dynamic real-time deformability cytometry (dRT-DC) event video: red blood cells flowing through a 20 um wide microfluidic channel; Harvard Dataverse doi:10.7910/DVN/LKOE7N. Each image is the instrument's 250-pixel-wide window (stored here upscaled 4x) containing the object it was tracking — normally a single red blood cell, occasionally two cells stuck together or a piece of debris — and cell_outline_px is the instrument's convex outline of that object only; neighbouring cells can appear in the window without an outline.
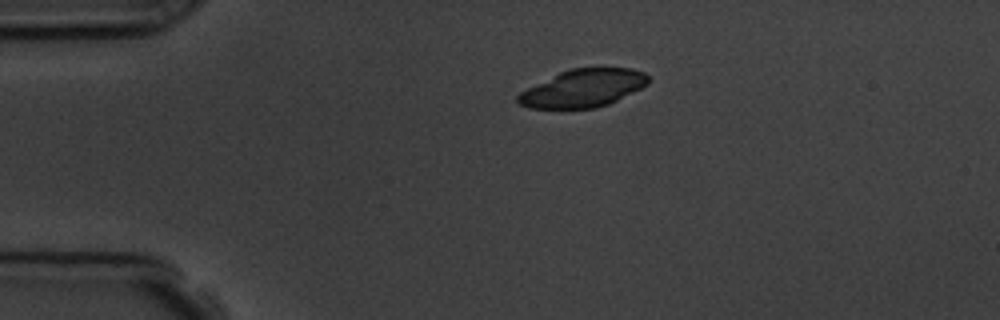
{"species": "common noctule bat (a hibernating species)", "species_latin": "Nyctalus noctula", "temperature_condition": "room temperature", "stored_images_in_passage": 2, "camera_frame_rate_fps": 3000, "um_per_image_px": 0.085, "animal": {"sex": "male", "body_mass_g": 19.5, "forearm_length_mm": 54.6}, "frame": {"image": 1, "passage_image": 1, "time_ms": 0.0, "image_size_px": [1000, 320], "cell_outline_px": [[648, 84], [608, 104], [596, 108], [528, 108], [520, 104], [516, 100], [516, 96], [520, 92], [560, 72], [572, 68], [632, 68], [644, 72], [648, 76]], "centroid_in_image_um": [49.55, 7.5], "position_along_channel_um": 35.4, "area_um2": 28.32}}